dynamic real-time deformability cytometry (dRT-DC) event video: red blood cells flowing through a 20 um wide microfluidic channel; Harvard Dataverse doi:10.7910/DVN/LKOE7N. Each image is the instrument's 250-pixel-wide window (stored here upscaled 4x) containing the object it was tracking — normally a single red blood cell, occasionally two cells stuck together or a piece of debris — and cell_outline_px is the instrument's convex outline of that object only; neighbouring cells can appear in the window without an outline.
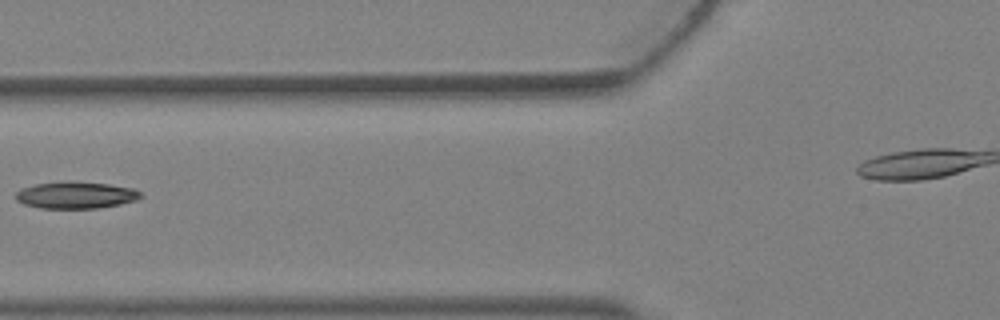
{"species": "Egyptian fruit bat (a non-hibernating species)", "species_latin": "Rousettus aegyptiacus", "temperature_condition": "warm", "stored_images_in_passage": 6, "segment_of_instrument_passage": [1, 2], "camera_frame_rate_fps": 3000, "um_per_image_px": 0.085, "animal": {"sex": "female"}, "frame": {"image": 1, "passage_image": 5, "time_ms": 1.333, "image_size_px": [1000, 320], "cell_outline_px": [[144, 196], [136, 200], [120, 204], [100, 208], [40, 208], [24, 204], [16, 200], [16, 192], [20, 188], [36, 184], [108, 184], [132, 188], [140, 192]], "centroid_in_image_um": [6.46, 16.63], "position_along_channel_um": 119.3, "area_um2": 18.67}}